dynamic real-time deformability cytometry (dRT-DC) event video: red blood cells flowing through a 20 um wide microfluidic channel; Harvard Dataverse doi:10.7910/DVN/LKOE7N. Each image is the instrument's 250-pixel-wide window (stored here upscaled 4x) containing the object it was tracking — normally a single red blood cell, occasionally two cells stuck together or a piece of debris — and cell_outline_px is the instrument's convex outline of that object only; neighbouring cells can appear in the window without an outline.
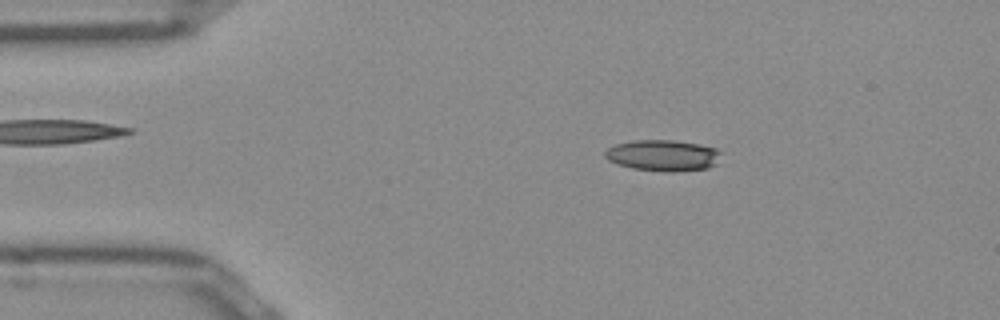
{"species": "Egyptian fruit bat (a non-hibernating species)", "species_latin": "Rousettus aegyptiacus", "temperature_condition": "room temperature", "stored_images_in_passage": 50, "camera_frame_rate_fps": 3000, "um_per_image_px": 0.085, "frame": {"image": 1, "passage_image": 8, "time_ms": 2.333, "image_size_px": [1000, 320], "cell_outline_px": [[724, 152], [708, 168], [672, 172], [668, 172], [632, 168], [616, 164], [608, 160], [604, 156], [604, 152], [608, 148], [616, 144], [636, 140], [672, 140], [696, 144], [716, 148]], "centroid_in_image_um": [56.32, 13.21], "position_along_channel_um": 28.7, "area_um2": 20.92}}
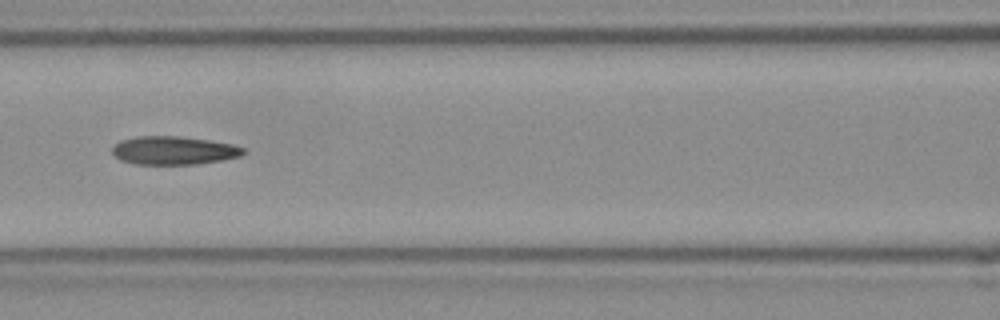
{"frame": {"image": 2, "passage_image": 21, "time_ms": 6.667, "image_size_px": [1000, 320], "cell_outline_px": [[248, 152], [240, 156], [224, 160], [196, 164], [136, 164], [120, 160], [112, 152], [112, 148], [120, 140], [136, 136], [176, 136], [208, 140], [232, 144], [244, 148]], "centroid_in_image_um": [14.79, 12.79], "position_along_channel_um": 151.8, "area_um2": 21.68}}
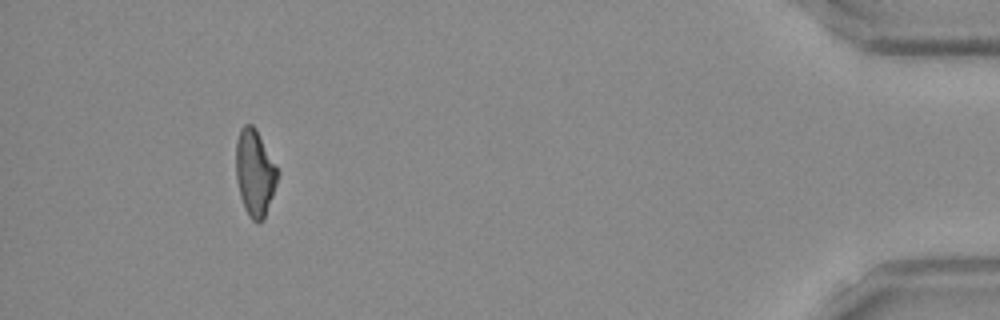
{"frame": {"image": 3, "passage_image": 46, "time_ms": 15.0, "image_size_px": [1000, 320], "cell_outline_px": [[280, 172], [264, 220], [260, 224], [256, 224], [248, 216], [244, 208], [240, 196], [236, 180], [236, 140], [240, 128], [244, 124], [252, 124], [256, 128]], "centroid_in_image_um": [21.65, 14.71], "position_along_channel_um": 413.5, "area_um2": 21.33}, "authors_computed_cell_mechanics": {"area_um2": 21.5016, "velocity_mm_per_s": 3.982, "shape_relaxation_time_tau1_ms": 7.3292, "shape_relaxation_time_tau2_ms": 5.7235, "deformation_change_tau1": 0.2042, "deformation_change_tau2": 0.1702}}